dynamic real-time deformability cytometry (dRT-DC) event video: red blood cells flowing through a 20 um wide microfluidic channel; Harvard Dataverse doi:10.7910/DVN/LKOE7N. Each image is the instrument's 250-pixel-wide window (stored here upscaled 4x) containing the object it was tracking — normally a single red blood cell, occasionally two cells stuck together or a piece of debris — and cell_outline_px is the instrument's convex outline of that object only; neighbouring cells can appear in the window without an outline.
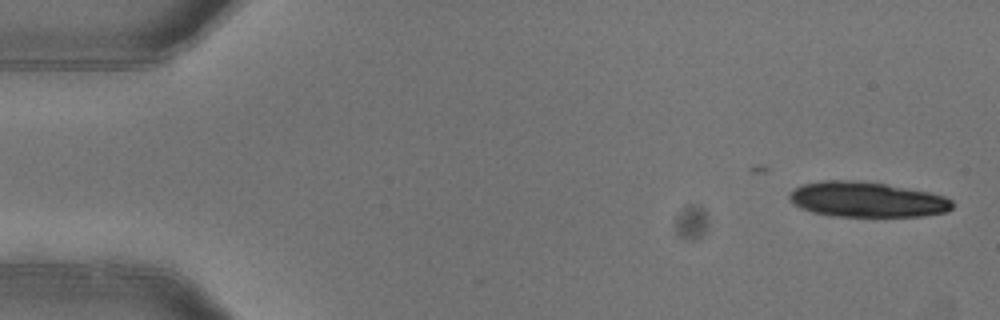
{"species": "common noctule bat (a hibernating species)", "species_latin": "Nyctalus noctula", "temperature_condition": "warm", "stored_images_in_passage": 5, "camera_frame_rate_fps": 3000, "um_per_image_px": 0.085, "animal": {"sex": "female"}, "frame": {"image": 1, "passage_image": 1, "time_ms": 0.0, "image_size_px": [1000, 320], "cell_outline_px": [[952, 208], [948, 212], [924, 216], [832, 216], [812, 212], [800, 208], [792, 204], [788, 200], [788, 192], [804, 184], [820, 180], [860, 180], [884, 184], [928, 192], [944, 196], [952, 200]], "centroid_in_image_um": [73.64, 16.96], "position_along_channel_um": 11.4, "area_um2": 33.64}}